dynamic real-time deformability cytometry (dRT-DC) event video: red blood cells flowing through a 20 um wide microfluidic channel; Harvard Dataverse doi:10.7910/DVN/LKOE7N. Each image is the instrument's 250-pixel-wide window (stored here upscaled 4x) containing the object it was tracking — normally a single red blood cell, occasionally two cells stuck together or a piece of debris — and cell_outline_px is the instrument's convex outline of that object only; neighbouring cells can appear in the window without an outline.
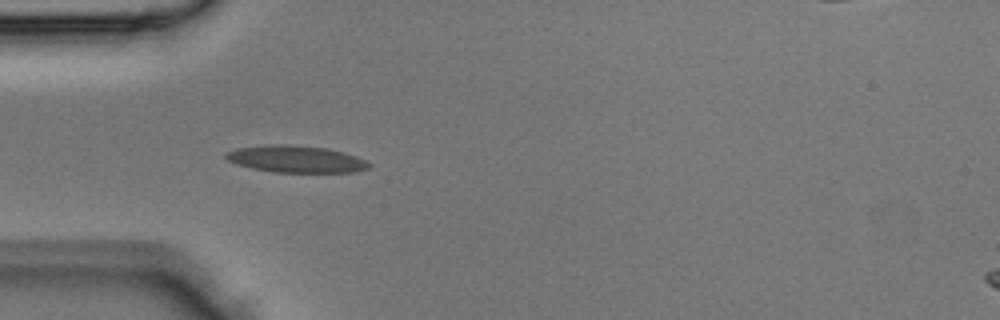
{"species": "Egyptian fruit bat (a non-hibernating species)", "species_latin": "Rousettus aegyptiacus", "temperature_condition": "room temperature", "stored_images_in_passage": 1, "camera_frame_rate_fps": 3000, "um_per_image_px": 0.085, "animal": {"sex": "male"}, "frame": {"image": 1, "passage_image": 1, "time_ms": 0.0, "image_size_px": [1000, 320], "cell_outline_px": [[372, 168], [352, 172], [276, 172], [252, 168], [236, 164], [228, 160], [224, 156], [228, 152], [236, 148], [268, 144], [288, 144], [328, 148], [344, 152], [356, 156], [372, 164]], "centroid_in_image_um": [25.18, 13.51], "position_along_channel_um": 59.8, "area_um2": 22.54}}